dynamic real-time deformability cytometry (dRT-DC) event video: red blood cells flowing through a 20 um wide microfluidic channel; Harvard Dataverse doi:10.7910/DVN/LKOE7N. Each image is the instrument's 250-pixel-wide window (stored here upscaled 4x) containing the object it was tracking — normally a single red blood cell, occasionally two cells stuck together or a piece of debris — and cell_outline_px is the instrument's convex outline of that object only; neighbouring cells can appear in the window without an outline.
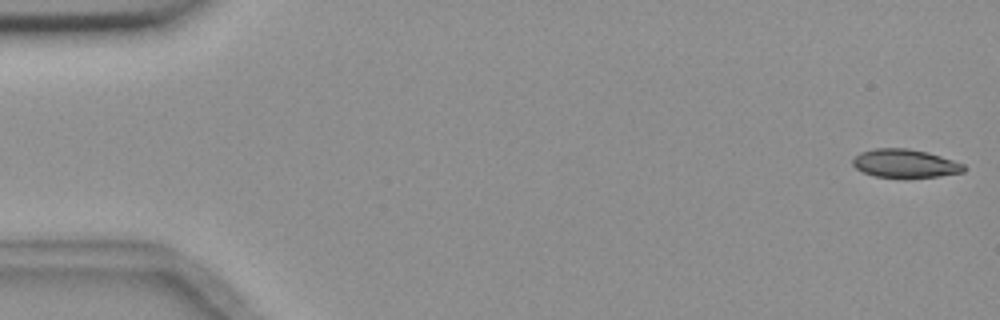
{"species": "common noctule bat (a hibernating species)", "species_latin": "Nyctalus noctula", "temperature_condition": "room temperature", "stored_images_in_passage": 6, "camera_frame_rate_fps": 3000, "um_per_image_px": 0.085, "animal": {"sex": "female", "body_mass_g": 18.4}, "frame": {"image": 1, "passage_image": 1, "time_ms": 0.0, "image_size_px": [1000, 320], "cell_outline_px": [[968, 168], [964, 172], [940, 176], [876, 176], [864, 172], [856, 168], [852, 164], [852, 160], [860, 152], [876, 148], [908, 148], [928, 152], [964, 164]], "centroid_in_image_um": [76.95, 13.87], "position_along_channel_um": 8.0, "area_um2": 18.03}}